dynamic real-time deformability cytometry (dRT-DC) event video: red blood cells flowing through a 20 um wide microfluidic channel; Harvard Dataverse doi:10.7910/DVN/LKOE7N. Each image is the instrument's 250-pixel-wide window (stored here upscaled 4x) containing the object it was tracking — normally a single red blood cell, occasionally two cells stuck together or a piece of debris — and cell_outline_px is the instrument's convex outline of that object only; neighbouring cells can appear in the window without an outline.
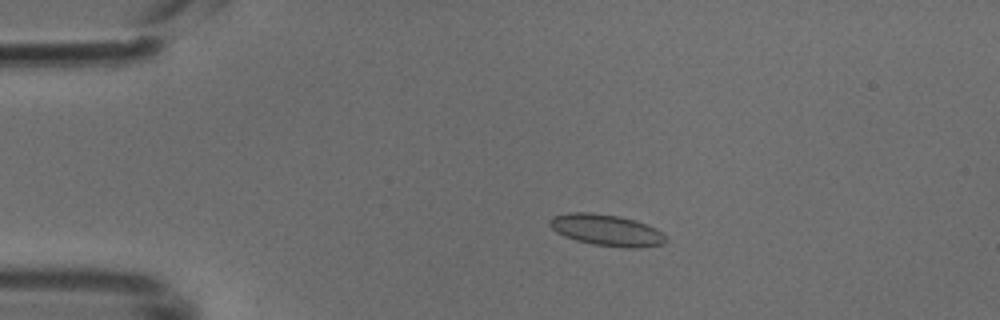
{"species": "common noctule bat (a hibernating species)", "species_latin": "Nyctalus noctula", "temperature_condition": "cold", "stored_images_in_passage": 49, "camera_frame_rate_fps": 3000, "um_per_image_px": 0.085, "animal": {"sex": "male", "body_mass_g": 18.8}, "frame": {"image": 1, "passage_image": 10, "time_ms": 3.0, "image_size_px": [1000, 320], "cell_outline_px": [[668, 240], [664, 244], [640, 248], [624, 248], [592, 244], [576, 240], [564, 236], [556, 232], [548, 224], [548, 220], [552, 216], [568, 212], [592, 212], [620, 216], [636, 220], [656, 228]], "centroid_in_image_um": [51.54, 19.55], "position_along_channel_um": 33.5, "area_um2": 21.56}}
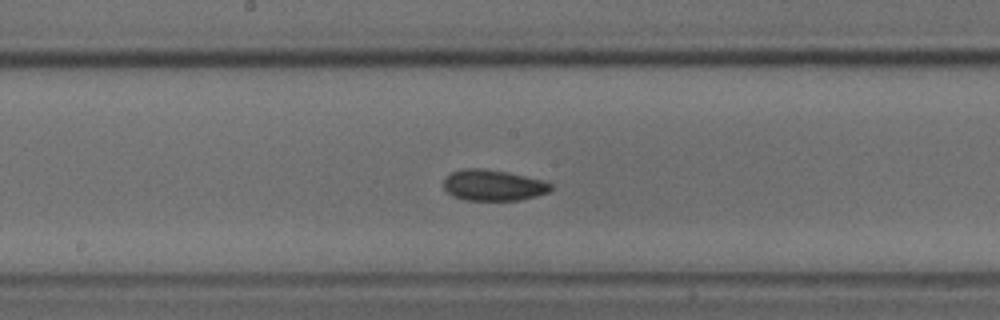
{"frame": {"image": 2, "passage_image": 26, "time_ms": 8.333, "image_size_px": [1000, 320], "cell_outline_px": [[552, 188], [548, 192], [536, 196], [520, 200], [464, 200], [452, 196], [444, 188], [444, 180], [452, 172], [464, 168], [484, 168], [508, 172], [540, 180], [552, 184]], "centroid_in_image_um": [41.9, 15.75], "position_along_channel_um": 206.3, "area_um2": 19.25}}
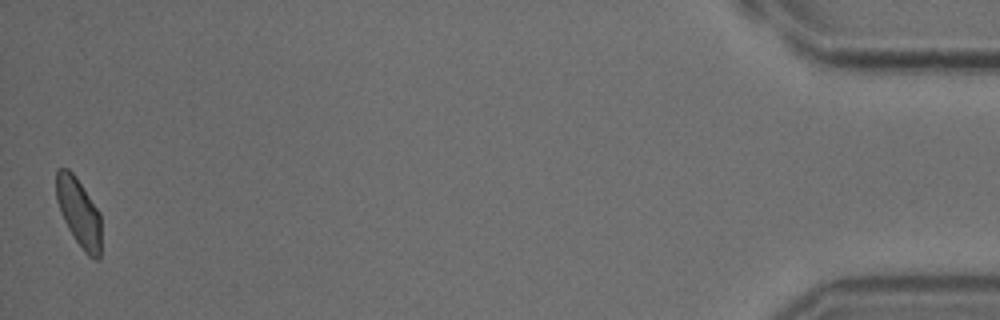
{"frame": {"image": 3, "passage_image": 49, "time_ms": 16.0, "image_size_px": [1000, 320], "cell_outline_px": [[100, 260], [96, 260], [88, 256], [84, 252], [72, 236], [60, 212], [56, 200], [56, 168], [68, 168], [76, 176], [100, 212]], "centroid_in_image_um": [6.69, 18.05], "position_along_channel_um": 428.5, "area_um2": 18.15}}